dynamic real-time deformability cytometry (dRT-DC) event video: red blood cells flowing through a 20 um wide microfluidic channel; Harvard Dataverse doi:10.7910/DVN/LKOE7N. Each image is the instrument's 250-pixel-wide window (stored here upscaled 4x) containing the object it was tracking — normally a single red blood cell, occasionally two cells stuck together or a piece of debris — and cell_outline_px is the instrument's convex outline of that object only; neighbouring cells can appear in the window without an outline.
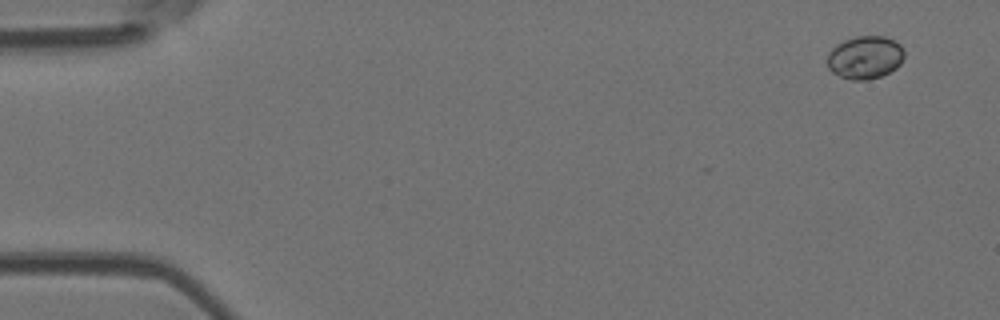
{"species": "Egyptian fruit bat (a non-hibernating species)", "species_latin": "Rousettus aegyptiacus", "temperature_condition": "room temperature", "stored_images_in_passage": 4, "segment_of_instrument_passage": [2, 2], "camera_frame_rate_fps": 3000, "um_per_image_px": 0.085, "animal": {"sex": "female"}, "frame": {"image": 1, "passage_image": 4, "time_ms": 4.333, "image_size_px": [1000, 320], "cell_outline_px": [[904, 56], [900, 64], [896, 68], [880, 76], [868, 80], [852, 80], [840, 76], [832, 72], [828, 68], [828, 52], [836, 44], [844, 40], [856, 36], [884, 36], [900, 44], [904, 52]], "centroid_in_image_um": [73.51, 4.88], "position_along_channel_um": 11.5, "area_um2": 19.25}}